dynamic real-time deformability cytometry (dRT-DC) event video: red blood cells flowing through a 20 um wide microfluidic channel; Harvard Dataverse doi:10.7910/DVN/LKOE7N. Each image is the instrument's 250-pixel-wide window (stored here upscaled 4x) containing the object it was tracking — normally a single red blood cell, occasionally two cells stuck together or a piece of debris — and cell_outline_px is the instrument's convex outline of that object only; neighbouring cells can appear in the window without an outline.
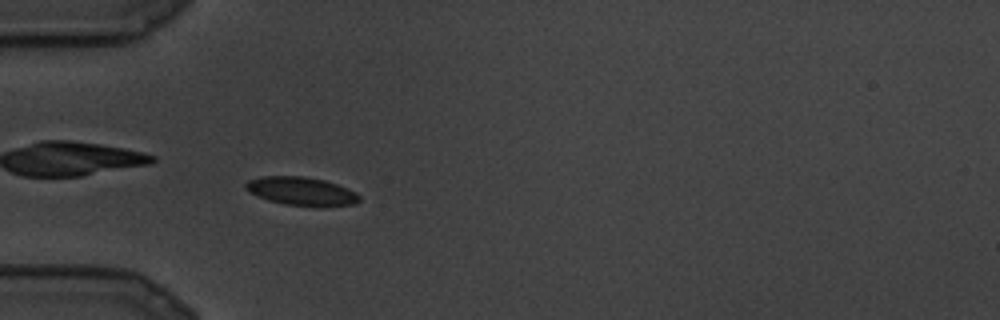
{"species": "common noctule bat (a hibernating species)", "species_latin": "Nyctalus noctula", "temperature_condition": "cold", "stored_images_in_passage": 9, "camera_frame_rate_fps": 3000, "um_per_image_px": 0.085, "animal": {"sex": "male", "body_mass_g": 19.5, "forearm_length_mm": 54.6}, "frame": {"image": 1, "passage_image": 9, "time_ms": 2.667, "image_size_px": [1000, 320], "cell_outline_px": [[360, 200], [356, 204], [284, 204], [268, 200], [256, 196], [248, 192], [244, 188], [244, 184], [248, 180], [260, 176], [304, 176], [324, 180], [348, 188], [356, 192], [360, 196]], "centroid_in_image_um": [25.53, 16.21], "position_along_channel_um": 59.5, "area_um2": 18.32}}